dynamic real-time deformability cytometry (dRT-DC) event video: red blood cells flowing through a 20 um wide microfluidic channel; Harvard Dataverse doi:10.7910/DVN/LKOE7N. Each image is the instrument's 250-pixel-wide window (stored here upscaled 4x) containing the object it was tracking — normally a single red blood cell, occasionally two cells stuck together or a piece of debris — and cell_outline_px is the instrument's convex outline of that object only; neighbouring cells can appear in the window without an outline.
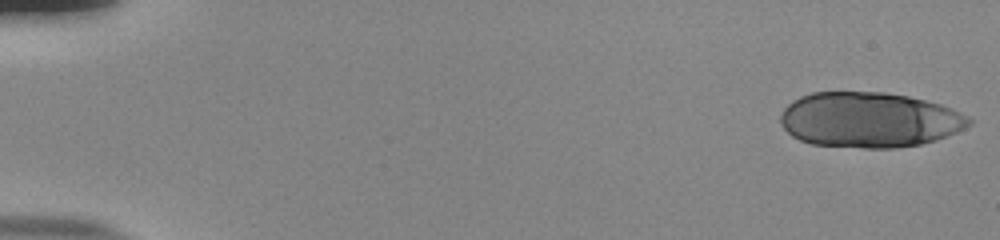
{"species": "human", "species_latin": "Homo sapiens", "temperature_condition": "room temperature", "stored_images_in_passage": 54, "camera_frame_rate_fps": 3000, "um_per_image_px": 0.085, "donor": {"sex": "male"}, "frame": {"image": 1, "passage_image": 1, "time_ms": 0.0, "image_size_px": [1000, 240], "cell_outline_px": [[972, 124], [956, 132], [936, 140], [920, 144], [896, 148], [864, 148], [812, 144], [800, 140], [792, 136], [780, 124], [780, 116], [784, 108], [792, 100], [800, 96], [812, 92], [884, 92], [908, 96], [940, 104], [952, 108], [972, 120]], "centroid_in_image_um": [73.87, 10.19], "position_along_channel_um": 11.1, "area_um2": 60.81}}
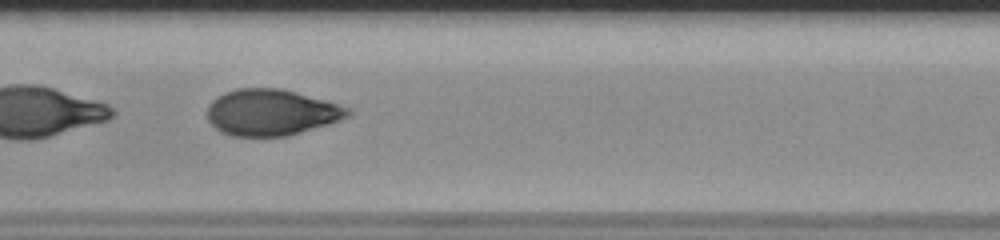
{"frame": {"image": 2, "passage_image": 28, "time_ms": 9.0, "image_size_px": [1000, 240], "cell_outline_px": [[352, 116], [328, 124], [288, 136], [232, 136], [220, 132], [208, 120], [208, 104], [216, 96], [224, 92], [236, 88], [280, 88], [324, 100], [352, 108]], "centroid_in_image_um": [23.06, 9.55], "position_along_channel_um": 184.3, "area_um2": 38.03}}
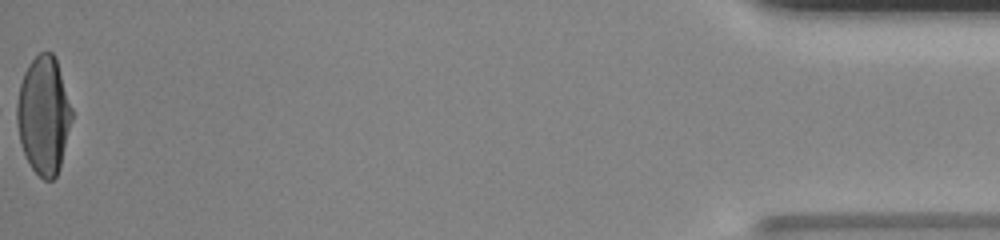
{"frame": {"image": 3, "passage_image": 54, "time_ms": 17.667, "image_size_px": [1000, 240], "cell_outline_px": [[72, 120], [60, 168], [56, 176], [52, 180], [44, 180], [32, 168], [20, 144], [16, 120], [16, 104], [20, 84], [24, 72], [28, 64], [40, 52], [52, 52], [56, 60], [72, 108]], "centroid_in_image_um": [3.7, 9.8], "position_along_channel_um": 431.5, "area_um2": 37.63}, "authors_computed_cell_mechanics": {"area_um2": 38.5526, "velocity_mm_per_s": 3.8759, "shape_relaxation_time_tau1_ms": 5.7051, "shape_relaxation_time_tau2_ms": null, "deformation_change_tau1": 0.2391, "deformation_change_tau2": null}}